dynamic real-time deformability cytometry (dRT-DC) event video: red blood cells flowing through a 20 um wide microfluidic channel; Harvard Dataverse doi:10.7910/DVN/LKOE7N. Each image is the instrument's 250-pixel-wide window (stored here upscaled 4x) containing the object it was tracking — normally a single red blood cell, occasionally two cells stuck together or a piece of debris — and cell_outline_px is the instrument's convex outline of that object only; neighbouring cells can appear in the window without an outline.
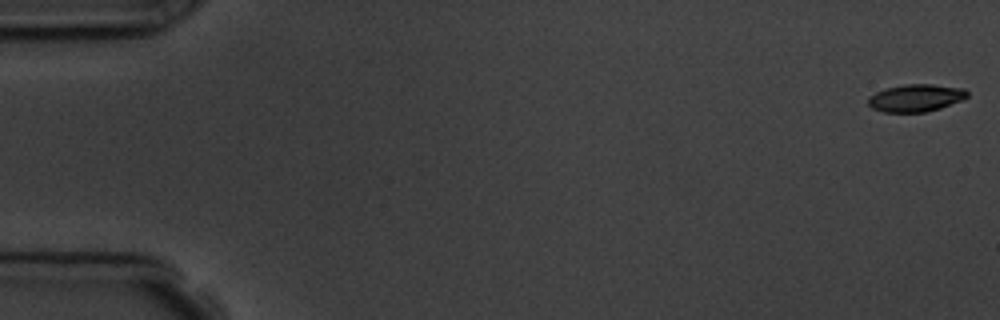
{"species": "common noctule bat (a hibernating species)", "species_latin": "Nyctalus noctula", "temperature_condition": "room temperature", "stored_images_in_passage": 4, "camera_frame_rate_fps": 3000, "um_per_image_px": 0.085, "animal": {"sex": "male", "body_mass_g": 19.5, "forearm_length_mm": 54.6}, "frame": {"image": 1, "passage_image": 1, "time_ms": 0.0, "image_size_px": [1000, 320], "cell_outline_px": [[968, 96], [964, 100], [940, 108], [924, 112], [884, 112], [872, 108], [868, 104], [868, 96], [884, 88], [904, 84], [932, 84], [964, 88], [968, 92]], "centroid_in_image_um": [77.85, 8.31], "position_along_channel_um": 7.2, "area_um2": 16.01}}